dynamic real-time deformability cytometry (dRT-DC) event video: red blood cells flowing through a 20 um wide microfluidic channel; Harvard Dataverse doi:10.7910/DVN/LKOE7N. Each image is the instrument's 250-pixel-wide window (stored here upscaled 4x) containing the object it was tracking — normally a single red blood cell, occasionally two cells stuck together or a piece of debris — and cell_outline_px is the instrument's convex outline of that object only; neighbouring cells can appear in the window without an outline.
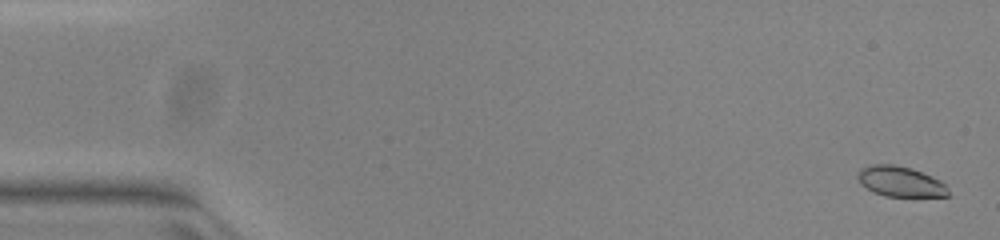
{"species": "common noctule bat (a hibernating species)", "species_latin": "Nyctalus noctula", "temperature_condition": "warm", "stored_images_in_passage": 53, "camera_frame_rate_fps": 3000, "um_per_image_px": 0.085, "animal": {"sex": "female", "body_mass_g": 23.0, "forearm_length_mm": 53.4}, "frame": {"image": 1, "passage_image": 2, "time_ms": 0.333, "image_size_px": [1000, 240], "cell_outline_px": [[952, 196], [884, 196], [868, 188], [856, 176], [856, 172], [860, 168], [872, 164], [892, 164], [908, 168], [932, 176], [948, 184]], "centroid_in_image_um": [76.59, 15.43], "position_along_channel_um": 8.4, "area_um2": 15.95}}
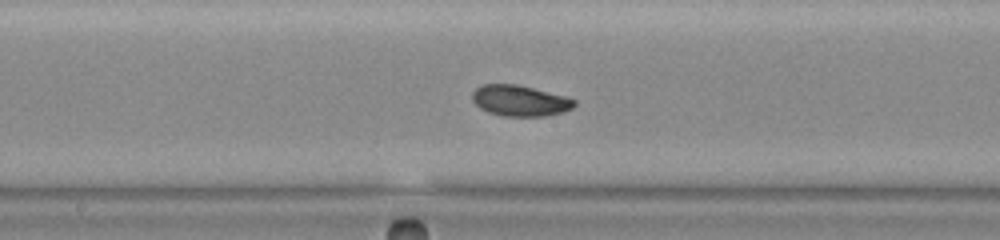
{"frame": {"image": 2, "passage_image": 28, "time_ms": 9.0, "image_size_px": [1000, 240], "cell_outline_px": [[576, 104], [572, 108], [564, 112], [544, 116], [504, 116], [488, 112], [480, 108], [472, 100], [472, 92], [476, 88], [484, 84], [516, 84], [564, 96], [576, 100]], "centroid_in_image_um": [44.18, 8.56], "position_along_channel_um": 204.0, "area_um2": 18.26}}
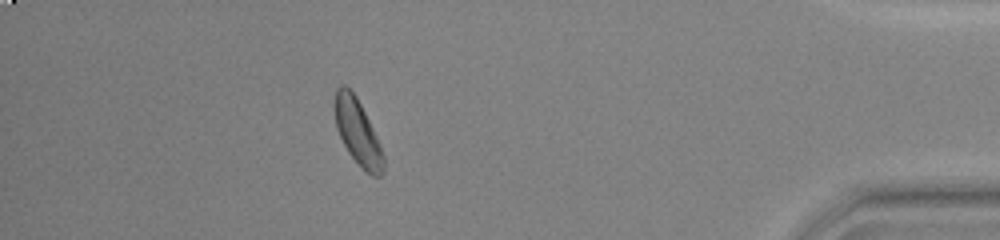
{"frame": {"image": 3, "passage_image": 47, "time_ms": 15.333, "image_size_px": [1000, 240], "cell_outline_px": [[384, 172], [380, 176], [372, 176], [348, 152], [336, 128], [332, 108], [332, 104], [336, 88], [340, 84], [344, 84], [356, 96], [380, 144], [384, 156]], "centroid_in_image_um": [30.35, 11.17], "position_along_channel_um": 404.8, "area_um2": 18.55}, "authors_computed_cell_mechanics": {"area_um2": 18.2648, "velocity_mm_per_s": 3.9481, "shape_relaxation_time_tau1_ms": 2.2641, "shape_relaxation_time_tau2_ms": 3.3445, "deformation_change_tau1": 0.079, "deformation_change_tau2": 0.0671}}